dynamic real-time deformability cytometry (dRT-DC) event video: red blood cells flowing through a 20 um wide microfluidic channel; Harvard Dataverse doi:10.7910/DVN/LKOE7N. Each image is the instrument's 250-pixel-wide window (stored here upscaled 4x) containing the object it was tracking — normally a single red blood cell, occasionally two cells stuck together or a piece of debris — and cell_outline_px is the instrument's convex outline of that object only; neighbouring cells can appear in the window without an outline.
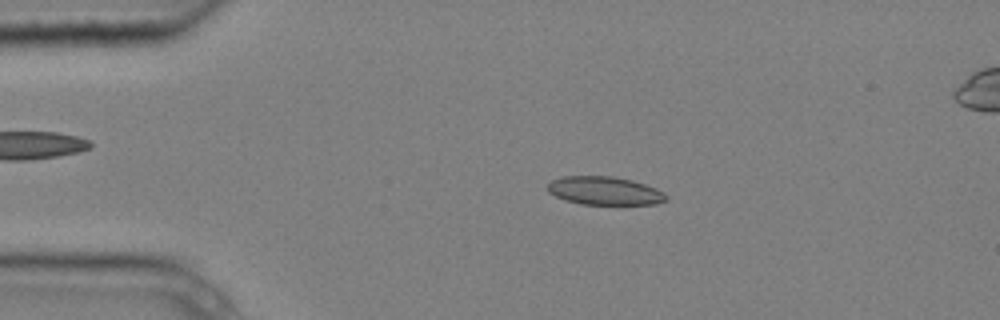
{"species": "common noctule bat (a hibernating species)", "species_latin": "Nyctalus noctula", "temperature_condition": "cold", "stored_images_in_passage": 5, "camera_frame_rate_fps": 3000, "um_per_image_px": 0.085, "animal": {"sex": "male", "body_mass_g": 20.4}, "frame": {"image": 1, "passage_image": 3, "time_ms": 0.667, "image_size_px": [1000, 320], "cell_outline_px": [[668, 200], [656, 204], [580, 204], [564, 200], [548, 192], [548, 184], [552, 180], [564, 176], [612, 176], [632, 180], [656, 188], [664, 192], [668, 196]], "centroid_in_image_um": [51.41, 16.22], "position_along_channel_um": 33.6, "area_um2": 19.59}}